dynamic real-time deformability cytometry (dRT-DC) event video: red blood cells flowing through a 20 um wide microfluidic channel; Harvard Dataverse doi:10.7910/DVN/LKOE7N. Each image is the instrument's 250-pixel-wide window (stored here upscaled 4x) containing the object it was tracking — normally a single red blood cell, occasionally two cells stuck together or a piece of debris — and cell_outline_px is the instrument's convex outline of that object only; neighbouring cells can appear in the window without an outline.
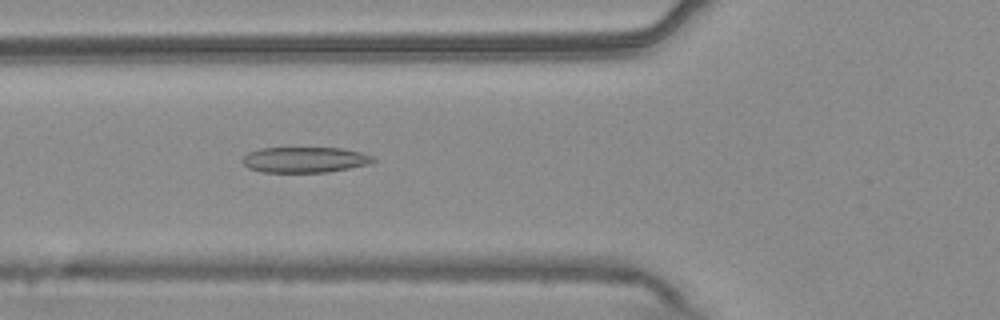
{"species": "common noctule bat (a hibernating species)", "species_latin": "Nyctalus noctula", "temperature_condition": "warm", "stored_images_in_passage": 37, "camera_frame_rate_fps": 3000, "um_per_image_px": 0.085, "animal": {"sex": "male", "body_mass_g": 20.4}, "frame": {"image": 1, "passage_image": 3, "time_ms": 0.667, "image_size_px": [1000, 320], "cell_outline_px": [[356, 164], [340, 168], [316, 172], [276, 172], [256, 168], [260, 152], [272, 148], [332, 148], [352, 152]], "centroid_in_image_um": [25.85, 13.57], "position_along_channel_um": 99.9, "area_um2": 14.91}}
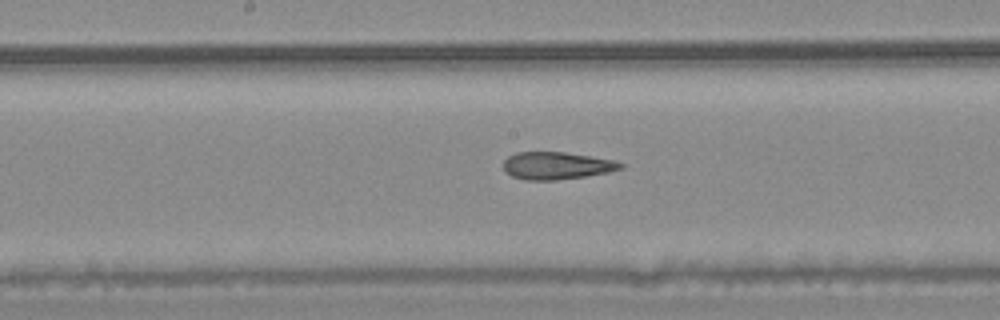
{"frame": {"image": 2, "passage_image": 11, "time_ms": 3.333, "image_size_px": [1000, 320], "cell_outline_px": [[620, 164], [616, 168], [600, 172], [576, 176], [516, 176], [508, 172], [504, 164], [512, 156], [524, 152], [556, 152], [604, 160]], "centroid_in_image_um": [47.21, 14.0], "position_along_channel_um": 201.0, "area_um2": 15.26}}
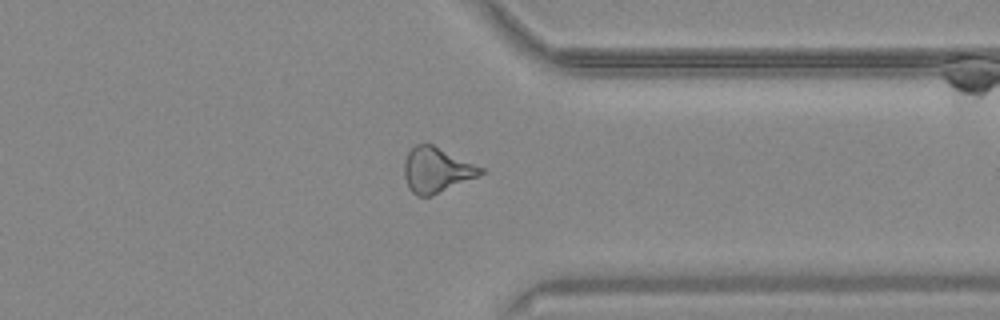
{"frame": {"image": 3, "passage_image": 25, "time_ms": 8.0, "image_size_px": [1000, 320], "cell_outline_px": [[480, 172], [472, 176], [428, 196], [424, 196], [416, 192], [412, 188], [428, 144], [480, 168]], "centroid_in_image_um": [37.49, 14.59], "position_along_channel_um": 373.9, "area_um2": 13.76}}